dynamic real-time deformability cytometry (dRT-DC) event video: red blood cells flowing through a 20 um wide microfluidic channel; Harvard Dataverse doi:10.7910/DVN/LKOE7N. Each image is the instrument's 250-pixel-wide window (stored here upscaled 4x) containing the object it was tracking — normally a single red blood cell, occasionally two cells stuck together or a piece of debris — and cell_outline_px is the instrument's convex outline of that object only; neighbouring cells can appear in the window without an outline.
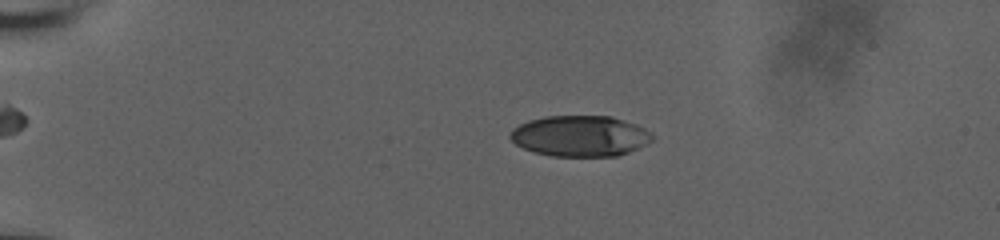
{"species": "human", "species_latin": "Homo sapiens", "temperature_condition": "room temperature", "stored_images_in_passage": 56, "camera_frame_rate_fps": 3000, "um_per_image_px": 0.085, "donor": {"sex": "male"}, "frame": {"image": 1, "passage_image": 13, "time_ms": 4.0, "image_size_px": [1000, 240], "cell_outline_px": [[656, 136], [652, 140], [628, 152], [616, 156], [552, 156], [532, 152], [516, 144], [508, 136], [512, 128], [528, 120], [544, 116], [612, 116], [636, 124], [652, 132]], "centroid_in_image_um": [49.29, 11.55], "position_along_channel_um": 35.7, "area_um2": 33.99}}
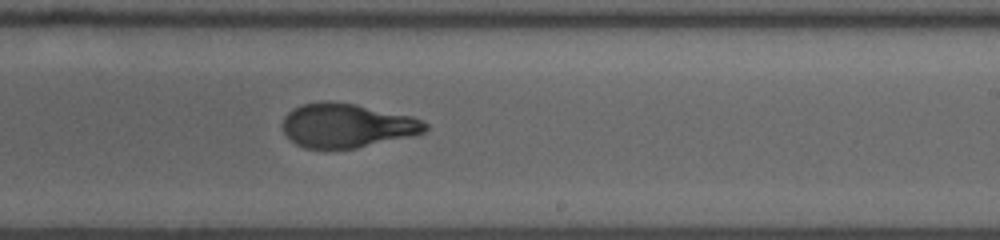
{"frame": {"image": 2, "passage_image": 36, "time_ms": 11.667, "image_size_px": [1000, 240], "cell_outline_px": [[428, 128], [424, 132], [412, 136], [356, 148], [304, 148], [296, 144], [284, 132], [280, 124], [284, 116], [292, 108], [300, 104], [320, 100], [332, 100], [356, 104], [412, 116], [424, 120], [428, 124]], "centroid_in_image_um": [29.47, 10.64], "position_along_channel_um": 259.5, "area_um2": 37.11}}
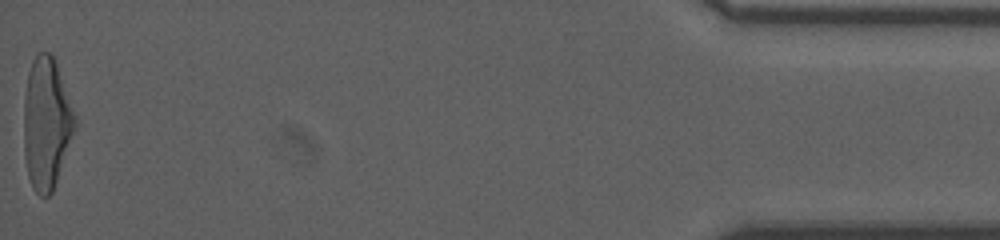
{"frame": {"image": 3, "passage_image": 56, "time_ms": 18.333, "image_size_px": [1000, 240], "cell_outline_px": [[76, 124], [52, 192], [48, 196], [40, 196], [32, 188], [28, 176], [24, 156], [24, 96], [28, 72], [32, 60], [40, 52], [52, 52], [76, 120]], "centroid_in_image_um": [3.91, 10.48], "position_along_channel_um": 431.3, "area_um2": 38.49}, "authors_computed_cell_mechanics": {"area_um2": 36.6741, "velocity_mm_per_s": 3.8568, "shape_relaxation_time_tau1_ms": 5.5558, "shape_relaxation_time_tau2_ms": 0.8402, "deformation_change_tau1": 0.2093, "deformation_change_tau2": 0.0753}}